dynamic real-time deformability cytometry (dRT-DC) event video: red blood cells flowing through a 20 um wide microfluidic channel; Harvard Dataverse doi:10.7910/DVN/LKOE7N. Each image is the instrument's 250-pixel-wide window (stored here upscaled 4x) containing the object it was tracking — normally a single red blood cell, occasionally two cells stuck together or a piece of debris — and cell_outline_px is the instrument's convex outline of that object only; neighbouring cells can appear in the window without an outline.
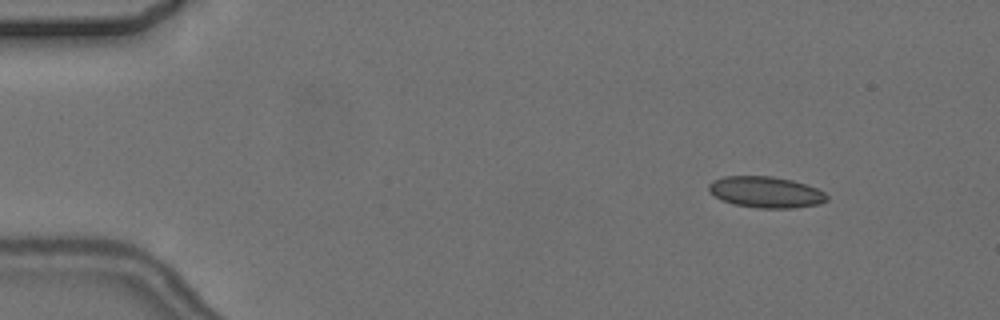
{"species": "common noctule bat (a hibernating species)", "species_latin": "Nyctalus noctula", "temperature_condition": "cold", "stored_images_in_passage": 6, "camera_frame_rate_fps": 3000, "um_per_image_px": 0.085, "animal": {"sex": "female", "body_mass_g": 24.6, "forearm_length_mm": 56.2}, "frame": {"image": 1, "passage_image": 2, "time_ms": 2.0, "image_size_px": [1000, 320], "cell_outline_px": [[828, 200], [820, 204], [792, 208], [756, 208], [732, 204], [720, 200], [708, 192], [708, 184], [712, 180], [724, 176], [772, 176], [792, 180], [816, 188], [824, 192], [828, 196]], "centroid_in_image_um": [65.05, 16.33], "position_along_channel_um": 20.0, "area_um2": 21.73}}